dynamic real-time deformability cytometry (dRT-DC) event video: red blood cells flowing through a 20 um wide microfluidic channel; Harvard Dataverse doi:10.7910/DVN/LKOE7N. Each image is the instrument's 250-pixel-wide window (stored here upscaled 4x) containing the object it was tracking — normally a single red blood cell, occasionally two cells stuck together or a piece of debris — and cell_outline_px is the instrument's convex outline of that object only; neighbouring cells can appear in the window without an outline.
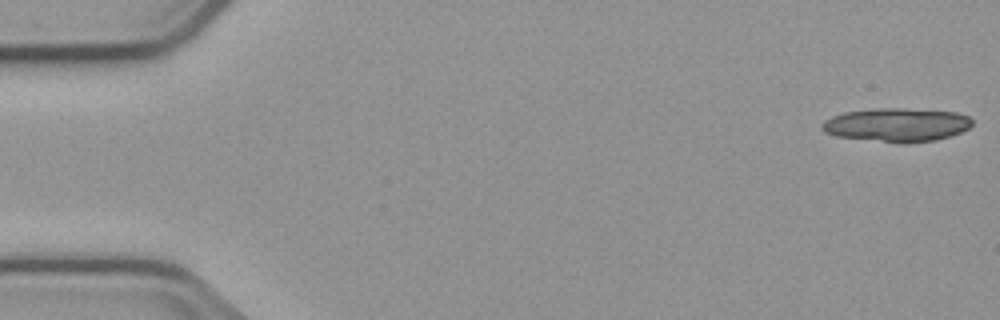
{"species": "common noctule bat (a hibernating species)", "species_latin": "Nyctalus noctula", "temperature_condition": "cold", "stored_images_in_passage": 15, "camera_frame_rate_fps": 3000, "um_per_image_px": 0.085, "animal": {"sex": "male", "body_mass_g": 23.1, "forearm_length_mm": 52.7}, "frame": {"image": 1, "passage_image": 1, "time_ms": 0.0, "image_size_px": [1000, 320], "cell_outline_px": [[972, 124], [968, 128], [960, 132], [936, 140], [908, 144], [896, 144], [836, 136], [824, 132], [820, 128], [820, 124], [824, 120], [832, 116], [844, 112], [872, 108], [904, 108], [956, 112], [968, 116], [972, 120]], "centroid_in_image_um": [76.17, 10.62], "position_along_channel_um": 8.8, "area_um2": 29.94}}